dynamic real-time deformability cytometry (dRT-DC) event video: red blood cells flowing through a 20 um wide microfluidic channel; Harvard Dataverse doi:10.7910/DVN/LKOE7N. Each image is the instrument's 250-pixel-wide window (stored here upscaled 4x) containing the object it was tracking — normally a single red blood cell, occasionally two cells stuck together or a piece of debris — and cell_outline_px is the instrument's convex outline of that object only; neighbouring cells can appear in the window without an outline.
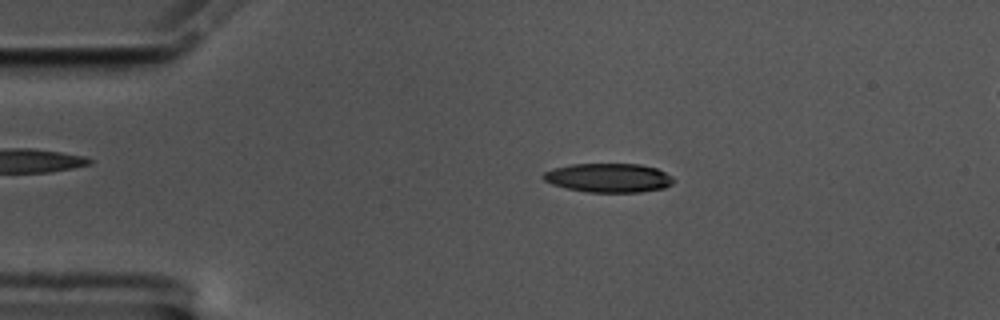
{"species": "common noctule bat (a hibernating species)", "species_latin": "Nyctalus noctula", "temperature_condition": "cold", "stored_images_in_passage": 57, "camera_frame_rate_fps": 3000, "um_per_image_px": 0.085, "animal": {"sex": "male", "body_mass_g": 17.5, "forearm_length_mm": 52.3}, "frame": {"image": 1, "passage_image": 11, "time_ms": 3.333, "image_size_px": [1000, 320], "cell_outline_px": [[676, 180], [672, 184], [664, 188], [640, 192], [588, 192], [568, 188], [552, 184], [544, 180], [540, 176], [544, 172], [552, 168], [572, 164], [640, 164], [656, 168], [672, 176]], "centroid_in_image_um": [51.73, 15.11], "position_along_channel_um": 33.3, "area_um2": 22.08}}
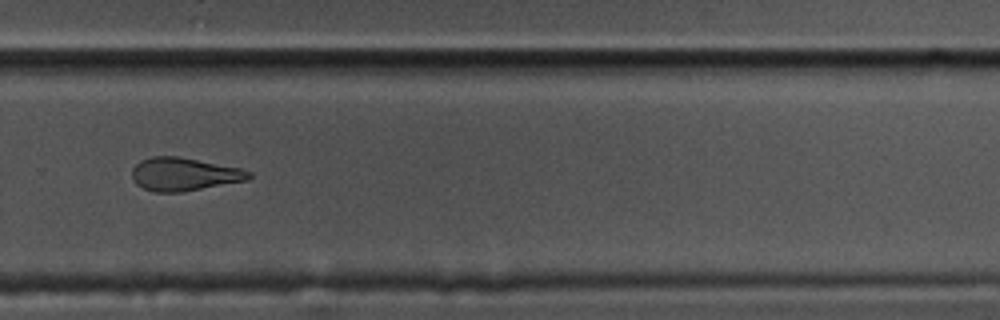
{"frame": {"image": 2, "passage_image": 39, "time_ms": 12.667, "image_size_px": [1000, 320], "cell_outline_px": [[252, 176], [248, 180], [180, 192], [156, 192], [144, 188], [136, 184], [132, 180], [132, 168], [140, 160], [152, 156], [176, 156], [244, 168], [252, 172]], "centroid_in_image_um": [15.66, 14.8], "position_along_channel_um": 314.1, "area_um2": 22.66}}
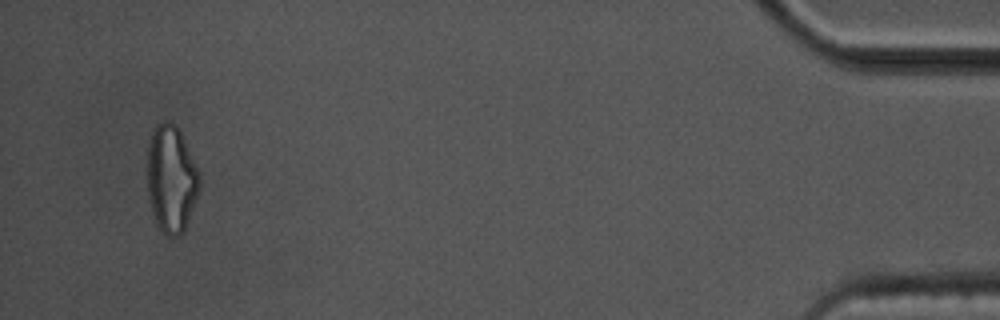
{"frame": {"image": 3, "passage_image": 55, "time_ms": 18.0, "image_size_px": [1000, 320], "cell_outline_px": [[200, 188], [184, 228], [180, 236], [168, 236], [156, 224], [148, 200], [148, 144], [152, 128], [156, 124], [164, 120], [172, 120], [180, 128], [200, 172]], "centroid_in_image_um": [14.56, 15.12], "position_along_channel_um": 420.6, "area_um2": 33.0}, "authors_computed_cell_mechanics": {"area_um2": 23.4668, "velocity_mm_per_s": 3.4561, "shape_relaxation_time_tau1_ms": 7.582, "shape_relaxation_time_tau2_ms": 3.468, "deformation_change_tau1": 0.1948, "deformation_change_tau2": 0.1321}}